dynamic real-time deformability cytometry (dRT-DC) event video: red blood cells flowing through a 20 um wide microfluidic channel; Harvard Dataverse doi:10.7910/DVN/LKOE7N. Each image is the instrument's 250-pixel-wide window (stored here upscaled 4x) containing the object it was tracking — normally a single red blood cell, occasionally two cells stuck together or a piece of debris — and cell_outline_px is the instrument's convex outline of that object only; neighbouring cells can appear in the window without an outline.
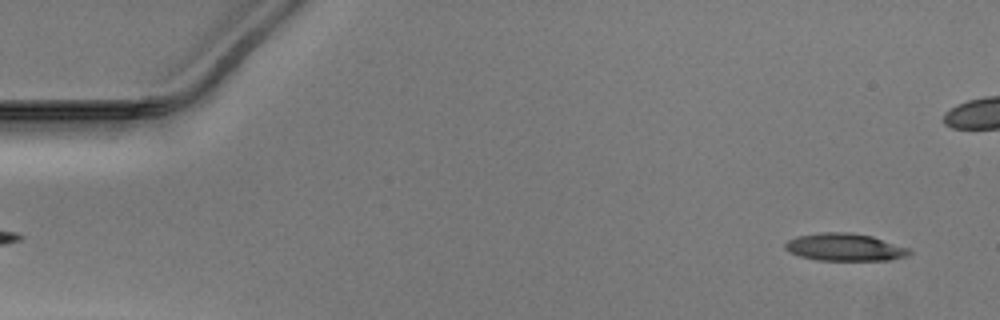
{"species": "Egyptian fruit bat (a non-hibernating species)", "species_latin": "Rousettus aegyptiacus", "temperature_condition": "warm", "stored_images_in_passage": 44, "camera_frame_rate_fps": 3000, "um_per_image_px": 0.085, "animal": {"sex": "male"}, "frame": {"image": 1, "passage_image": 2, "time_ms": 0.333, "image_size_px": [1000, 320], "cell_outline_px": [[912, 252], [908, 256], [888, 260], [816, 260], [800, 256], [784, 248], [784, 244], [788, 240], [796, 236], [820, 232], [852, 232], [872, 236], [912, 248]], "centroid_in_image_um": [71.85, 21.0], "position_along_channel_um": 13.1, "area_um2": 20.11}}
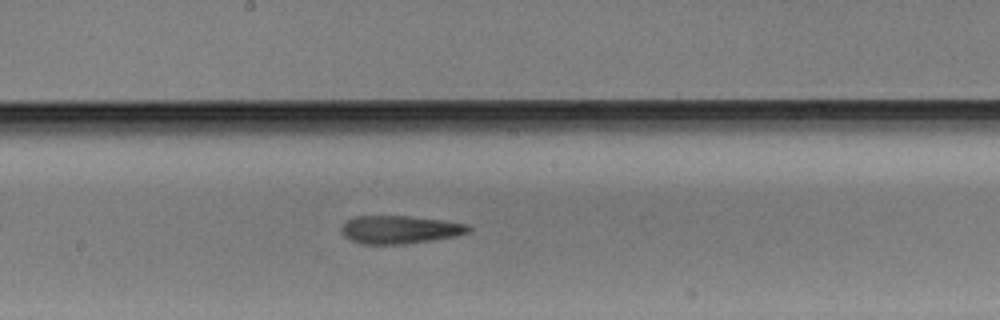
{"frame": {"image": 2, "passage_image": 26, "time_ms": 8.333, "image_size_px": [1000, 320], "cell_outline_px": [[472, 228], [468, 232], [456, 236], [432, 240], [404, 244], [360, 244], [344, 236], [340, 228], [348, 220], [356, 216], [408, 216], [440, 220], [468, 224]], "centroid_in_image_um": [33.98, 19.52], "position_along_channel_um": 214.2, "area_um2": 20.63}}
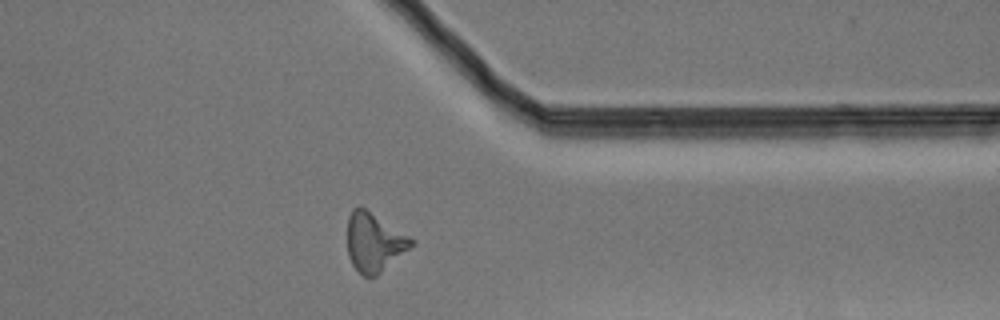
{"frame": {"image": 3, "passage_image": 39, "time_ms": 12.667, "image_size_px": [1000, 320], "cell_outline_px": [[412, 244], [408, 248], [376, 276], [364, 276], [352, 264], [348, 256], [348, 216], [352, 208], [360, 204], [408, 236], [412, 240]], "centroid_in_image_um": [31.73, 20.55], "position_along_channel_um": 379.7, "area_um2": 21.33}}